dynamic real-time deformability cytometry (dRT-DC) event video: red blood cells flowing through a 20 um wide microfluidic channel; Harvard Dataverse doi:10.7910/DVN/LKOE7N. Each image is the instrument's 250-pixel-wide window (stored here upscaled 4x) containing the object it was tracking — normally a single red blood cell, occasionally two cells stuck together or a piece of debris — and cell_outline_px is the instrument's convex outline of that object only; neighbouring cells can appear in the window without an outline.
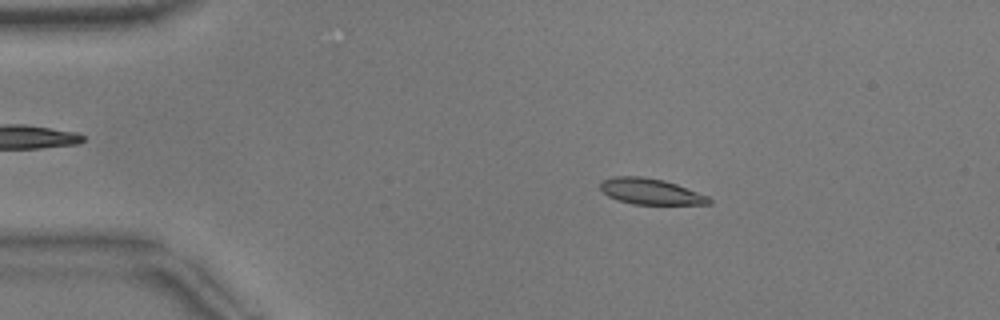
{"species": "common noctule bat (a hibernating species)", "species_latin": "Nyctalus noctula", "temperature_condition": "warm", "stored_images_in_passage": 52, "camera_frame_rate_fps": 3000, "um_per_image_px": 0.085, "animal": {"sex": "male", "body_mass_g": 17.9}, "frame": {"image": 1, "passage_image": 9, "time_ms": 2.667, "image_size_px": [1000, 320], "cell_outline_px": [[712, 204], [632, 204], [608, 196], [600, 188], [600, 180], [612, 176], [640, 176], [664, 180], [676, 184], [708, 196], [712, 200]], "centroid_in_image_um": [55.28, 16.27], "position_along_channel_um": 29.7, "area_um2": 16.36}}
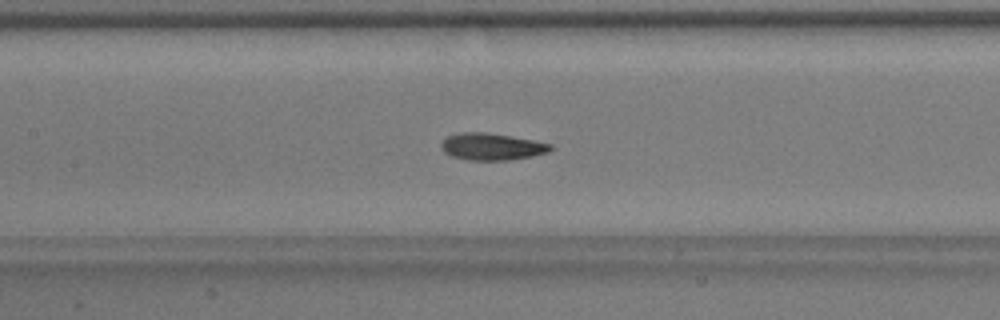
{"frame": {"image": 2, "passage_image": 24, "time_ms": 7.667, "image_size_px": [1000, 320], "cell_outline_px": [[552, 148], [548, 152], [532, 156], [508, 160], [468, 160], [452, 156], [444, 152], [440, 144], [448, 136], [460, 132], [488, 132], [532, 140], [552, 144]], "centroid_in_image_um": [41.79, 12.46], "position_along_channel_um": 165.6, "area_um2": 17.05}}
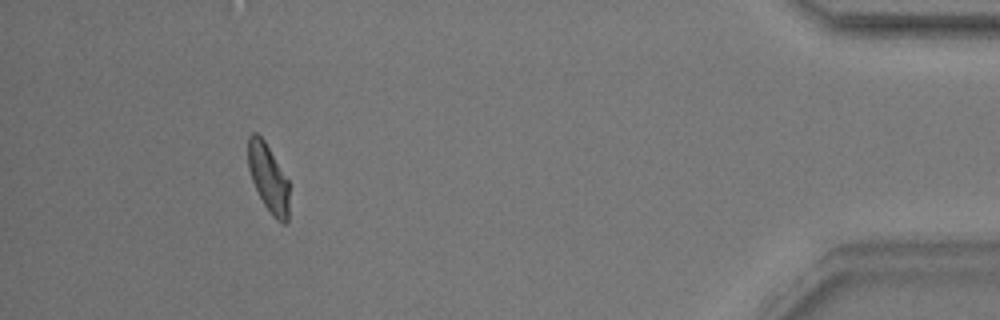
{"frame": {"image": 3, "passage_image": 48, "time_ms": 15.667, "image_size_px": [1000, 320], "cell_outline_px": [[288, 220], [284, 224], [276, 220], [272, 216], [264, 204], [252, 180], [248, 168], [248, 136], [252, 132], [256, 132], [264, 140], [288, 180]], "centroid_in_image_um": [22.8, 15.12], "position_along_channel_um": 412.4, "area_um2": 16.07}, "authors_computed_cell_mechanics": {"area_um2": 16.9932, "velocity_mm_per_s": 3.8362, "shape_relaxation_time_tau1_ms": 2.7312, "shape_relaxation_time_tau2_ms": 1.5335, "deformation_change_tau1": 0.1316, "deformation_change_tau2": 0.0553}}